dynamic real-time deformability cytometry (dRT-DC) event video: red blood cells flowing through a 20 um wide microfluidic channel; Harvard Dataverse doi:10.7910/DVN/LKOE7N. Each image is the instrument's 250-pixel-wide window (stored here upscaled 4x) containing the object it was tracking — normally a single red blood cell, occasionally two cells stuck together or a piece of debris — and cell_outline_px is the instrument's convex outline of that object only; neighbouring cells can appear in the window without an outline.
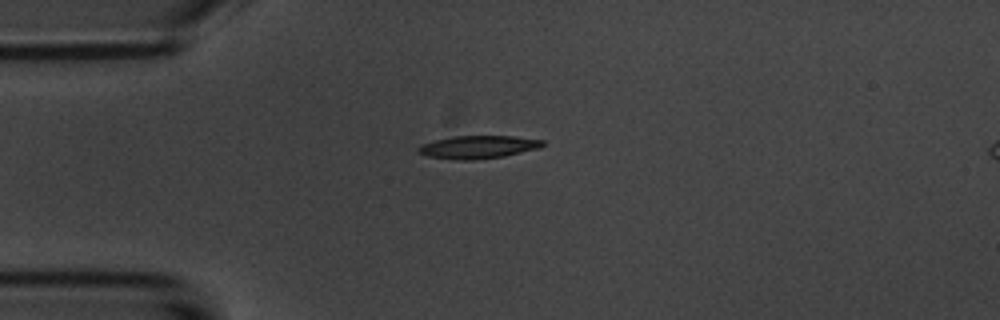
{"species": "common noctule bat (a hibernating species)", "species_latin": "Nyctalus noctula", "temperature_condition": "room temperature", "stored_images_in_passage": 2, "camera_frame_rate_fps": 3000, "um_per_image_px": 0.085, "animal": {"sex": "male", "body_mass_g": 20.1, "forearm_length_mm": 53.5}, "frame": {"image": 1, "passage_image": 1, "time_ms": 0.0, "image_size_px": [1000, 320], "cell_outline_px": [[544, 144], [540, 148], [504, 156], [476, 160], [460, 160], [428, 156], [416, 152], [416, 148], [420, 144], [436, 140], [456, 136], [512, 136], [544, 140]], "centroid_in_image_um": [40.62, 12.5], "position_along_channel_um": 44.4, "area_um2": 16.59}}